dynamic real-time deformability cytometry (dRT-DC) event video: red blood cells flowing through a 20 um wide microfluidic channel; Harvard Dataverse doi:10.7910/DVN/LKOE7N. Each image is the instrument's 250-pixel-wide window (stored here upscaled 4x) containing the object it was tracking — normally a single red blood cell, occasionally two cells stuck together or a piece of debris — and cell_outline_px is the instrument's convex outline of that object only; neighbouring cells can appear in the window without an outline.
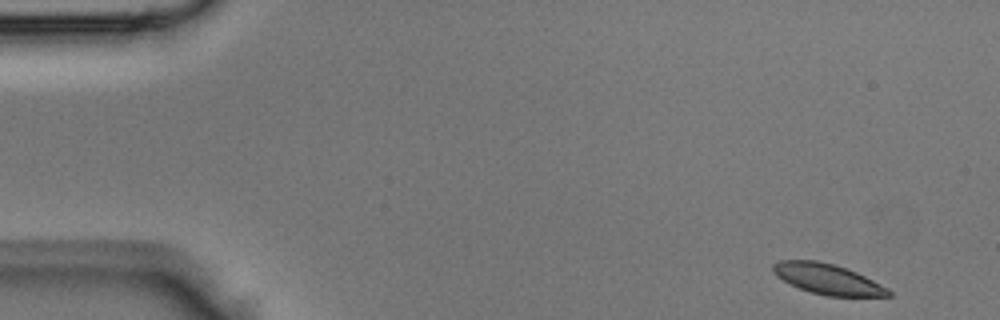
{"species": "Egyptian fruit bat (a non-hibernating species)", "species_latin": "Rousettus aegyptiacus", "temperature_condition": "room temperature", "stored_images_in_passage": 4, "camera_frame_rate_fps": 3000, "um_per_image_px": 0.085, "animal": {"sex": "male"}, "frame": {"image": 1, "passage_image": 1, "time_ms": 0.0, "image_size_px": [1000, 320], "cell_outline_px": [[892, 296], [828, 296], [812, 292], [800, 288], [776, 276], [772, 272], [772, 264], [780, 260], [816, 260], [832, 264], [856, 272], [888, 288], [892, 292]], "centroid_in_image_um": [70.33, 23.71], "position_along_channel_um": 14.7, "area_um2": 20.17}}